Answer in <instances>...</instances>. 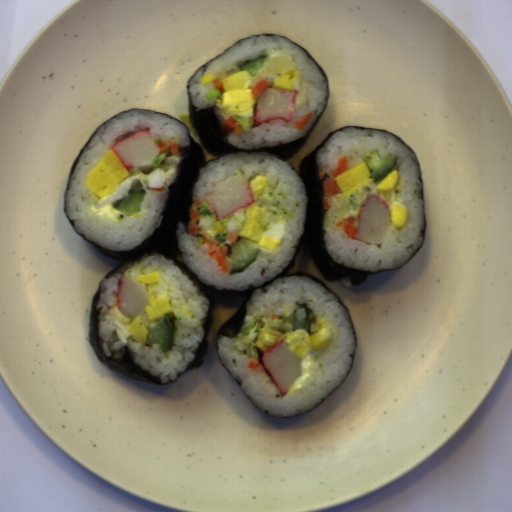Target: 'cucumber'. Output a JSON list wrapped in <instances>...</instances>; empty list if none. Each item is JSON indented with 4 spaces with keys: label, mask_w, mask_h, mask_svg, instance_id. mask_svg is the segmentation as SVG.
I'll use <instances>...</instances> for the list:
<instances>
[{
    "label": "cucumber",
    "mask_w": 512,
    "mask_h": 512,
    "mask_svg": "<svg viewBox=\"0 0 512 512\" xmlns=\"http://www.w3.org/2000/svg\"><path fill=\"white\" fill-rule=\"evenodd\" d=\"M262 248H255L245 240H239L230 246V255L225 256L229 265L228 276L243 273L249 266L258 261Z\"/></svg>",
    "instance_id": "obj_1"
},
{
    "label": "cucumber",
    "mask_w": 512,
    "mask_h": 512,
    "mask_svg": "<svg viewBox=\"0 0 512 512\" xmlns=\"http://www.w3.org/2000/svg\"><path fill=\"white\" fill-rule=\"evenodd\" d=\"M146 343L147 348L154 349L153 345H159L158 350L161 354H165L170 350L173 343V327L169 320L162 318L154 326H146Z\"/></svg>",
    "instance_id": "obj_2"
},
{
    "label": "cucumber",
    "mask_w": 512,
    "mask_h": 512,
    "mask_svg": "<svg viewBox=\"0 0 512 512\" xmlns=\"http://www.w3.org/2000/svg\"><path fill=\"white\" fill-rule=\"evenodd\" d=\"M362 162H365L371 176L369 179H373V183H377L389 173H392L394 167L398 163V156H385L381 157L380 150L377 148L371 151Z\"/></svg>",
    "instance_id": "obj_3"
},
{
    "label": "cucumber",
    "mask_w": 512,
    "mask_h": 512,
    "mask_svg": "<svg viewBox=\"0 0 512 512\" xmlns=\"http://www.w3.org/2000/svg\"><path fill=\"white\" fill-rule=\"evenodd\" d=\"M295 304L297 307L294 308L290 316L284 318V322H290V333H294L297 330H306L311 337L312 325H316L317 322L316 314L308 308L309 303L301 304L296 301Z\"/></svg>",
    "instance_id": "obj_4"
},
{
    "label": "cucumber",
    "mask_w": 512,
    "mask_h": 512,
    "mask_svg": "<svg viewBox=\"0 0 512 512\" xmlns=\"http://www.w3.org/2000/svg\"><path fill=\"white\" fill-rule=\"evenodd\" d=\"M147 194L144 190H130L128 197L117 204L115 208L125 213L127 217H131L134 212L142 211L140 208L141 202L144 200V195Z\"/></svg>",
    "instance_id": "obj_5"
},
{
    "label": "cucumber",
    "mask_w": 512,
    "mask_h": 512,
    "mask_svg": "<svg viewBox=\"0 0 512 512\" xmlns=\"http://www.w3.org/2000/svg\"><path fill=\"white\" fill-rule=\"evenodd\" d=\"M268 55H260L257 60H247L239 68L241 71H248L250 76L253 78L257 76L259 69L262 68L263 64L268 59Z\"/></svg>",
    "instance_id": "obj_6"
}]
</instances>
